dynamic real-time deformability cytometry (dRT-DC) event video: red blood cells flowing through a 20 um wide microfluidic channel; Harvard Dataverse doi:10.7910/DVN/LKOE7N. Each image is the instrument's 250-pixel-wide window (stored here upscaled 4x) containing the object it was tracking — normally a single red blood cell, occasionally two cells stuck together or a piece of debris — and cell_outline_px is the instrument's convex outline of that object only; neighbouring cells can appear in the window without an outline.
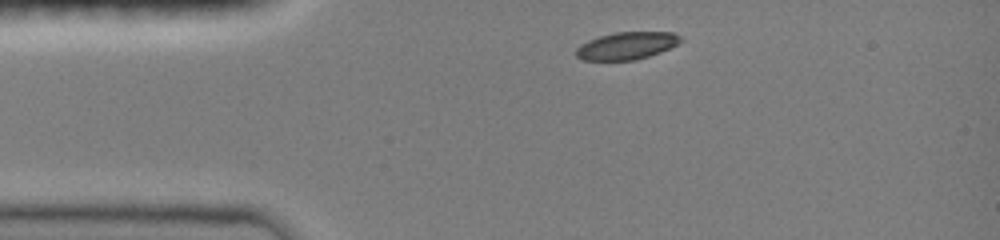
{"species": "common noctule bat (a hibernating species)", "species_latin": "Nyctalus noctula", "temperature_condition": "room temperature", "stored_images_in_passage": 3, "camera_frame_rate_fps": 3000, "um_per_image_px": 0.085, "animal": {"sex": "female", "body_mass_g": 19.0, "forearm_length_mm": 51.5}, "frame": {"image": 1, "passage_image": 1, "time_ms": 0.0, "image_size_px": [1000, 240], "cell_outline_px": [[684, 40], [660, 52], [636, 60], [584, 60], [576, 56], [576, 48], [580, 44], [588, 40], [600, 36], [616, 32], [672, 32], [680, 36]], "centroid_in_image_um": [53.26, 3.88], "position_along_channel_um": 31.7, "area_um2": 16.59}}